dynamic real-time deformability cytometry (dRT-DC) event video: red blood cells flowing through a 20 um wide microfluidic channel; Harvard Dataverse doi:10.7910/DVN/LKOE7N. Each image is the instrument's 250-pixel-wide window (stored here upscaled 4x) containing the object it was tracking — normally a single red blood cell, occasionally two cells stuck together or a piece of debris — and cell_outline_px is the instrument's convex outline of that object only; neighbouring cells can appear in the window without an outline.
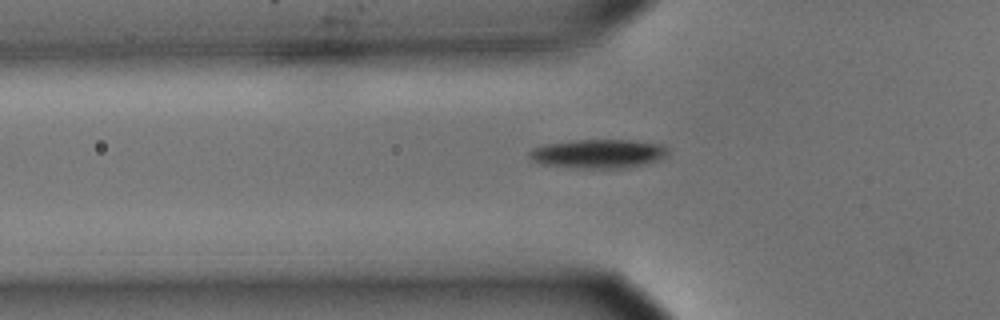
{"species": "common noctule bat (a hibernating species)", "species_latin": "Nyctalus noctula", "temperature_condition": "cold", "stored_images_in_passage": 36, "camera_frame_rate_fps": 3000, "um_per_image_px": 0.085, "animal": {"sex": "male", "body_mass_g": 15.6}, "frame": {"image": 1, "passage_image": 4, "time_ms": 1.0, "image_size_px": [1000, 320], "cell_outline_px": [[668, 152], [664, 156], [656, 160], [628, 168], [580, 168], [540, 164], [532, 160], [528, 156], [528, 152], [532, 148], [544, 144], [576, 140], [632, 140], [664, 144], [668, 148]], "centroid_in_image_um": [50.82, 13.06], "position_along_channel_um": 75.0, "area_um2": 23.41}}
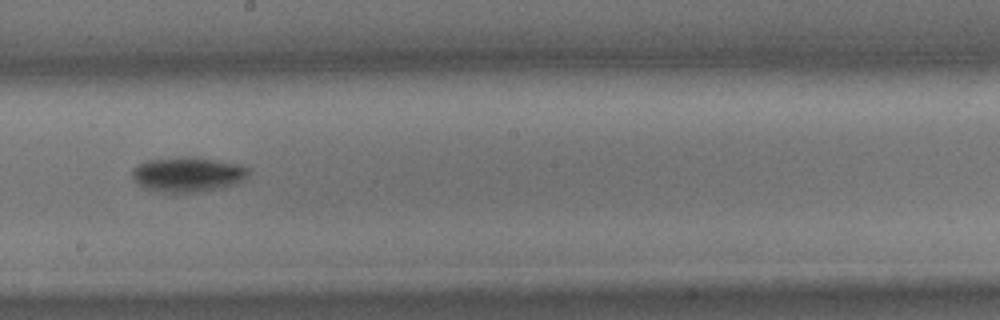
{"frame": {"image": 2, "passage_image": 17, "time_ms": 5.333, "image_size_px": [1000, 320], "cell_outline_px": [[248, 176], [244, 180], [220, 188], [196, 192], [156, 192], [132, 180], [132, 168], [136, 164], [148, 160], [184, 156], [196, 156], [240, 164], [248, 168]], "centroid_in_image_um": [15.94, 14.8], "position_along_channel_um": 232.3, "area_um2": 23.81}}
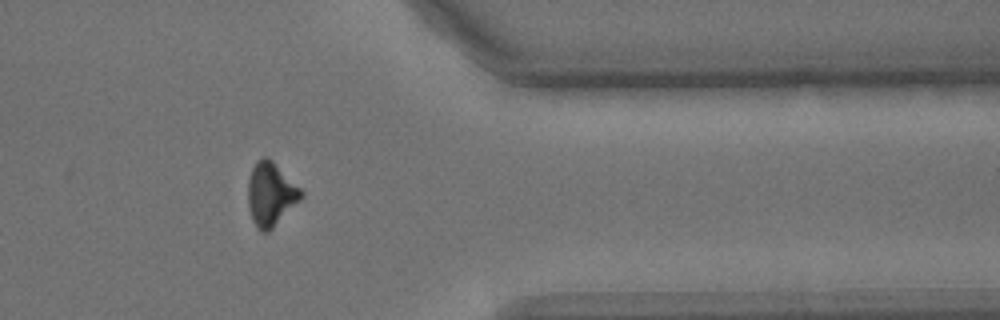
{"frame": {"image": 3, "passage_image": 31, "time_ms": 10.0, "image_size_px": [1000, 320], "cell_outline_px": [[304, 196], [268, 232], [260, 232], [252, 220], [248, 208], [248, 180], [252, 168], [256, 160], [260, 156], [268, 156], [304, 192]], "centroid_in_image_um": [22.99, 16.48], "position_along_channel_um": 388.4, "area_um2": 19.71}}